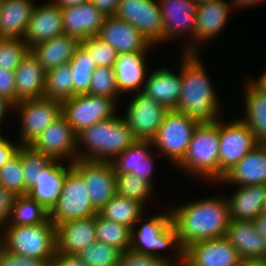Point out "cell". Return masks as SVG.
<instances>
[{
  "instance_id": "cell-4",
  "label": "cell",
  "mask_w": 266,
  "mask_h": 266,
  "mask_svg": "<svg viewBox=\"0 0 266 266\" xmlns=\"http://www.w3.org/2000/svg\"><path fill=\"white\" fill-rule=\"evenodd\" d=\"M145 213L131 229L132 251L171 260L173 263L183 257V249L178 243L177 233L172 225L169 209L155 215L146 216ZM148 217V218H147ZM141 224V225H138ZM175 251L171 255H163V251ZM162 251V252H161Z\"/></svg>"
},
{
  "instance_id": "cell-21",
  "label": "cell",
  "mask_w": 266,
  "mask_h": 266,
  "mask_svg": "<svg viewBox=\"0 0 266 266\" xmlns=\"http://www.w3.org/2000/svg\"><path fill=\"white\" fill-rule=\"evenodd\" d=\"M147 54L149 55V52L117 54L113 68L120 95H129L131 92L134 94V92L137 93L143 90L150 71L147 68V62H149Z\"/></svg>"
},
{
  "instance_id": "cell-19",
  "label": "cell",
  "mask_w": 266,
  "mask_h": 266,
  "mask_svg": "<svg viewBox=\"0 0 266 266\" xmlns=\"http://www.w3.org/2000/svg\"><path fill=\"white\" fill-rule=\"evenodd\" d=\"M98 37L112 46L118 54L150 52L154 48L136 27L116 16L104 18Z\"/></svg>"
},
{
  "instance_id": "cell-31",
  "label": "cell",
  "mask_w": 266,
  "mask_h": 266,
  "mask_svg": "<svg viewBox=\"0 0 266 266\" xmlns=\"http://www.w3.org/2000/svg\"><path fill=\"white\" fill-rule=\"evenodd\" d=\"M80 45L81 40L79 38L63 34L38 43L30 48V51L47 72L60 65L68 64Z\"/></svg>"
},
{
  "instance_id": "cell-47",
  "label": "cell",
  "mask_w": 266,
  "mask_h": 266,
  "mask_svg": "<svg viewBox=\"0 0 266 266\" xmlns=\"http://www.w3.org/2000/svg\"><path fill=\"white\" fill-rule=\"evenodd\" d=\"M0 266H49L44 260L12 253L0 244Z\"/></svg>"
},
{
  "instance_id": "cell-32",
  "label": "cell",
  "mask_w": 266,
  "mask_h": 266,
  "mask_svg": "<svg viewBox=\"0 0 266 266\" xmlns=\"http://www.w3.org/2000/svg\"><path fill=\"white\" fill-rule=\"evenodd\" d=\"M243 84L244 118L239 119L252 130L259 142L266 143V92L259 89L249 77Z\"/></svg>"
},
{
  "instance_id": "cell-22",
  "label": "cell",
  "mask_w": 266,
  "mask_h": 266,
  "mask_svg": "<svg viewBox=\"0 0 266 266\" xmlns=\"http://www.w3.org/2000/svg\"><path fill=\"white\" fill-rule=\"evenodd\" d=\"M94 241L95 216L72 219L56 226V253L77 255Z\"/></svg>"
},
{
  "instance_id": "cell-51",
  "label": "cell",
  "mask_w": 266,
  "mask_h": 266,
  "mask_svg": "<svg viewBox=\"0 0 266 266\" xmlns=\"http://www.w3.org/2000/svg\"><path fill=\"white\" fill-rule=\"evenodd\" d=\"M49 266H88L78 255L56 253Z\"/></svg>"
},
{
  "instance_id": "cell-9",
  "label": "cell",
  "mask_w": 266,
  "mask_h": 266,
  "mask_svg": "<svg viewBox=\"0 0 266 266\" xmlns=\"http://www.w3.org/2000/svg\"><path fill=\"white\" fill-rule=\"evenodd\" d=\"M119 103L114 98L78 94L61 102L62 116L78 134L98 122L115 117Z\"/></svg>"
},
{
  "instance_id": "cell-37",
  "label": "cell",
  "mask_w": 266,
  "mask_h": 266,
  "mask_svg": "<svg viewBox=\"0 0 266 266\" xmlns=\"http://www.w3.org/2000/svg\"><path fill=\"white\" fill-rule=\"evenodd\" d=\"M73 97V78L68 64L46 72L44 98L63 102Z\"/></svg>"
},
{
  "instance_id": "cell-5",
  "label": "cell",
  "mask_w": 266,
  "mask_h": 266,
  "mask_svg": "<svg viewBox=\"0 0 266 266\" xmlns=\"http://www.w3.org/2000/svg\"><path fill=\"white\" fill-rule=\"evenodd\" d=\"M219 146V120L198 124L184 158L176 167L192 178L200 176L198 178L206 183H216L219 181Z\"/></svg>"
},
{
  "instance_id": "cell-49",
  "label": "cell",
  "mask_w": 266,
  "mask_h": 266,
  "mask_svg": "<svg viewBox=\"0 0 266 266\" xmlns=\"http://www.w3.org/2000/svg\"><path fill=\"white\" fill-rule=\"evenodd\" d=\"M15 196L0 185V234L9 222Z\"/></svg>"
},
{
  "instance_id": "cell-18",
  "label": "cell",
  "mask_w": 266,
  "mask_h": 266,
  "mask_svg": "<svg viewBox=\"0 0 266 266\" xmlns=\"http://www.w3.org/2000/svg\"><path fill=\"white\" fill-rule=\"evenodd\" d=\"M183 258L192 266H241L243 261L225 237L193 243L183 249Z\"/></svg>"
},
{
  "instance_id": "cell-44",
  "label": "cell",
  "mask_w": 266,
  "mask_h": 266,
  "mask_svg": "<svg viewBox=\"0 0 266 266\" xmlns=\"http://www.w3.org/2000/svg\"><path fill=\"white\" fill-rule=\"evenodd\" d=\"M21 156L17 153L0 169V185L14 195H25Z\"/></svg>"
},
{
  "instance_id": "cell-14",
  "label": "cell",
  "mask_w": 266,
  "mask_h": 266,
  "mask_svg": "<svg viewBox=\"0 0 266 266\" xmlns=\"http://www.w3.org/2000/svg\"><path fill=\"white\" fill-rule=\"evenodd\" d=\"M71 166L83 177L92 206L99 212L117 194L112 162L77 159Z\"/></svg>"
},
{
  "instance_id": "cell-36",
  "label": "cell",
  "mask_w": 266,
  "mask_h": 266,
  "mask_svg": "<svg viewBox=\"0 0 266 266\" xmlns=\"http://www.w3.org/2000/svg\"><path fill=\"white\" fill-rule=\"evenodd\" d=\"M73 78V96L87 94L97 65L89 52L80 45L69 62Z\"/></svg>"
},
{
  "instance_id": "cell-6",
  "label": "cell",
  "mask_w": 266,
  "mask_h": 266,
  "mask_svg": "<svg viewBox=\"0 0 266 266\" xmlns=\"http://www.w3.org/2000/svg\"><path fill=\"white\" fill-rule=\"evenodd\" d=\"M0 244L12 253L41 259L49 265L56 254V226L49 218L36 225L6 226Z\"/></svg>"
},
{
  "instance_id": "cell-1",
  "label": "cell",
  "mask_w": 266,
  "mask_h": 266,
  "mask_svg": "<svg viewBox=\"0 0 266 266\" xmlns=\"http://www.w3.org/2000/svg\"><path fill=\"white\" fill-rule=\"evenodd\" d=\"M224 193L169 207L172 225L182 249L208 239L225 237L230 222Z\"/></svg>"
},
{
  "instance_id": "cell-2",
  "label": "cell",
  "mask_w": 266,
  "mask_h": 266,
  "mask_svg": "<svg viewBox=\"0 0 266 266\" xmlns=\"http://www.w3.org/2000/svg\"><path fill=\"white\" fill-rule=\"evenodd\" d=\"M198 54H181L182 89L176 110L199 124L214 123L222 117L224 108Z\"/></svg>"
},
{
  "instance_id": "cell-45",
  "label": "cell",
  "mask_w": 266,
  "mask_h": 266,
  "mask_svg": "<svg viewBox=\"0 0 266 266\" xmlns=\"http://www.w3.org/2000/svg\"><path fill=\"white\" fill-rule=\"evenodd\" d=\"M81 45L89 52L93 57L97 66L101 67H113L117 52L107 42H104L98 36L89 37L81 40Z\"/></svg>"
},
{
  "instance_id": "cell-54",
  "label": "cell",
  "mask_w": 266,
  "mask_h": 266,
  "mask_svg": "<svg viewBox=\"0 0 266 266\" xmlns=\"http://www.w3.org/2000/svg\"><path fill=\"white\" fill-rule=\"evenodd\" d=\"M9 111L11 114H15L13 112V105L6 100L5 98L0 97V127L2 128V123H4V119H6V115H9Z\"/></svg>"
},
{
  "instance_id": "cell-23",
  "label": "cell",
  "mask_w": 266,
  "mask_h": 266,
  "mask_svg": "<svg viewBox=\"0 0 266 266\" xmlns=\"http://www.w3.org/2000/svg\"><path fill=\"white\" fill-rule=\"evenodd\" d=\"M165 67L154 69L148 74L142 92L168 110H176L182 89L181 66L179 72Z\"/></svg>"
},
{
  "instance_id": "cell-33",
  "label": "cell",
  "mask_w": 266,
  "mask_h": 266,
  "mask_svg": "<svg viewBox=\"0 0 266 266\" xmlns=\"http://www.w3.org/2000/svg\"><path fill=\"white\" fill-rule=\"evenodd\" d=\"M33 0H1L0 37L23 39L32 11Z\"/></svg>"
},
{
  "instance_id": "cell-24",
  "label": "cell",
  "mask_w": 266,
  "mask_h": 266,
  "mask_svg": "<svg viewBox=\"0 0 266 266\" xmlns=\"http://www.w3.org/2000/svg\"><path fill=\"white\" fill-rule=\"evenodd\" d=\"M218 183L235 186L266 184V143L260 142Z\"/></svg>"
},
{
  "instance_id": "cell-30",
  "label": "cell",
  "mask_w": 266,
  "mask_h": 266,
  "mask_svg": "<svg viewBox=\"0 0 266 266\" xmlns=\"http://www.w3.org/2000/svg\"><path fill=\"white\" fill-rule=\"evenodd\" d=\"M226 199L230 220L252 221L266 211V184L237 186Z\"/></svg>"
},
{
  "instance_id": "cell-48",
  "label": "cell",
  "mask_w": 266,
  "mask_h": 266,
  "mask_svg": "<svg viewBox=\"0 0 266 266\" xmlns=\"http://www.w3.org/2000/svg\"><path fill=\"white\" fill-rule=\"evenodd\" d=\"M0 97L15 105V77L14 71L0 68Z\"/></svg>"
},
{
  "instance_id": "cell-11",
  "label": "cell",
  "mask_w": 266,
  "mask_h": 266,
  "mask_svg": "<svg viewBox=\"0 0 266 266\" xmlns=\"http://www.w3.org/2000/svg\"><path fill=\"white\" fill-rule=\"evenodd\" d=\"M13 111L20 117L18 142L31 145L36 138L61 115V102L47 99H25L13 106Z\"/></svg>"
},
{
  "instance_id": "cell-55",
  "label": "cell",
  "mask_w": 266,
  "mask_h": 266,
  "mask_svg": "<svg viewBox=\"0 0 266 266\" xmlns=\"http://www.w3.org/2000/svg\"><path fill=\"white\" fill-rule=\"evenodd\" d=\"M265 2V0H231L229 3L231 4L233 10L236 8V10L239 8H249V7H255L259 3Z\"/></svg>"
},
{
  "instance_id": "cell-52",
  "label": "cell",
  "mask_w": 266,
  "mask_h": 266,
  "mask_svg": "<svg viewBox=\"0 0 266 266\" xmlns=\"http://www.w3.org/2000/svg\"><path fill=\"white\" fill-rule=\"evenodd\" d=\"M105 17L115 16L120 0H90Z\"/></svg>"
},
{
  "instance_id": "cell-60",
  "label": "cell",
  "mask_w": 266,
  "mask_h": 266,
  "mask_svg": "<svg viewBox=\"0 0 266 266\" xmlns=\"http://www.w3.org/2000/svg\"><path fill=\"white\" fill-rule=\"evenodd\" d=\"M195 4L198 6L200 4H204V3H208L210 1H214V0H194Z\"/></svg>"
},
{
  "instance_id": "cell-10",
  "label": "cell",
  "mask_w": 266,
  "mask_h": 266,
  "mask_svg": "<svg viewBox=\"0 0 266 266\" xmlns=\"http://www.w3.org/2000/svg\"><path fill=\"white\" fill-rule=\"evenodd\" d=\"M219 119V181L260 142L240 119Z\"/></svg>"
},
{
  "instance_id": "cell-12",
  "label": "cell",
  "mask_w": 266,
  "mask_h": 266,
  "mask_svg": "<svg viewBox=\"0 0 266 266\" xmlns=\"http://www.w3.org/2000/svg\"><path fill=\"white\" fill-rule=\"evenodd\" d=\"M129 100L123 119L137 141H152L169 110L142 91Z\"/></svg>"
},
{
  "instance_id": "cell-53",
  "label": "cell",
  "mask_w": 266,
  "mask_h": 266,
  "mask_svg": "<svg viewBox=\"0 0 266 266\" xmlns=\"http://www.w3.org/2000/svg\"><path fill=\"white\" fill-rule=\"evenodd\" d=\"M252 221H253L256 231L263 236L265 243H266V211L260 213Z\"/></svg>"
},
{
  "instance_id": "cell-39",
  "label": "cell",
  "mask_w": 266,
  "mask_h": 266,
  "mask_svg": "<svg viewBox=\"0 0 266 266\" xmlns=\"http://www.w3.org/2000/svg\"><path fill=\"white\" fill-rule=\"evenodd\" d=\"M116 192L118 195L141 202L144 206L153 201L154 189L150 183L131 173H115Z\"/></svg>"
},
{
  "instance_id": "cell-61",
  "label": "cell",
  "mask_w": 266,
  "mask_h": 266,
  "mask_svg": "<svg viewBox=\"0 0 266 266\" xmlns=\"http://www.w3.org/2000/svg\"><path fill=\"white\" fill-rule=\"evenodd\" d=\"M4 135V133L2 132V128L0 127V138Z\"/></svg>"
},
{
  "instance_id": "cell-13",
  "label": "cell",
  "mask_w": 266,
  "mask_h": 266,
  "mask_svg": "<svg viewBox=\"0 0 266 266\" xmlns=\"http://www.w3.org/2000/svg\"><path fill=\"white\" fill-rule=\"evenodd\" d=\"M115 16L136 27L151 45L163 43L164 26L158 0H120Z\"/></svg>"
},
{
  "instance_id": "cell-34",
  "label": "cell",
  "mask_w": 266,
  "mask_h": 266,
  "mask_svg": "<svg viewBox=\"0 0 266 266\" xmlns=\"http://www.w3.org/2000/svg\"><path fill=\"white\" fill-rule=\"evenodd\" d=\"M141 202L116 194L98 214L106 220L133 228L136 222L147 213Z\"/></svg>"
},
{
  "instance_id": "cell-16",
  "label": "cell",
  "mask_w": 266,
  "mask_h": 266,
  "mask_svg": "<svg viewBox=\"0 0 266 266\" xmlns=\"http://www.w3.org/2000/svg\"><path fill=\"white\" fill-rule=\"evenodd\" d=\"M158 2L161 7L162 22L164 26L163 43H166V41L169 43V41H175L180 39V37L184 38L186 36L187 38L185 37L183 41L185 42L183 45L186 48L195 36L197 20V5L195 4V1L158 0Z\"/></svg>"
},
{
  "instance_id": "cell-15",
  "label": "cell",
  "mask_w": 266,
  "mask_h": 266,
  "mask_svg": "<svg viewBox=\"0 0 266 266\" xmlns=\"http://www.w3.org/2000/svg\"><path fill=\"white\" fill-rule=\"evenodd\" d=\"M52 160L73 163L77 160V134L61 115L30 145ZM69 159V160H68Z\"/></svg>"
},
{
  "instance_id": "cell-20",
  "label": "cell",
  "mask_w": 266,
  "mask_h": 266,
  "mask_svg": "<svg viewBox=\"0 0 266 266\" xmlns=\"http://www.w3.org/2000/svg\"><path fill=\"white\" fill-rule=\"evenodd\" d=\"M64 34L62 9L51 0L35 5L23 40L29 48Z\"/></svg>"
},
{
  "instance_id": "cell-43",
  "label": "cell",
  "mask_w": 266,
  "mask_h": 266,
  "mask_svg": "<svg viewBox=\"0 0 266 266\" xmlns=\"http://www.w3.org/2000/svg\"><path fill=\"white\" fill-rule=\"evenodd\" d=\"M93 96H106L119 102V92L113 67L97 66L93 72L89 92Z\"/></svg>"
},
{
  "instance_id": "cell-41",
  "label": "cell",
  "mask_w": 266,
  "mask_h": 266,
  "mask_svg": "<svg viewBox=\"0 0 266 266\" xmlns=\"http://www.w3.org/2000/svg\"><path fill=\"white\" fill-rule=\"evenodd\" d=\"M120 254L116 247L96 240L77 255L88 266H117Z\"/></svg>"
},
{
  "instance_id": "cell-57",
  "label": "cell",
  "mask_w": 266,
  "mask_h": 266,
  "mask_svg": "<svg viewBox=\"0 0 266 266\" xmlns=\"http://www.w3.org/2000/svg\"><path fill=\"white\" fill-rule=\"evenodd\" d=\"M266 67V66H265ZM266 69V68H265ZM250 78V80L261 90H263L264 92H266V70H264L261 75H259V77L257 76V78L255 77V79H253L252 76H248ZM252 77V78H251Z\"/></svg>"
},
{
  "instance_id": "cell-59",
  "label": "cell",
  "mask_w": 266,
  "mask_h": 266,
  "mask_svg": "<svg viewBox=\"0 0 266 266\" xmlns=\"http://www.w3.org/2000/svg\"><path fill=\"white\" fill-rule=\"evenodd\" d=\"M173 266H192V265H191L189 262H187V261L182 257L179 261L173 263Z\"/></svg>"
},
{
  "instance_id": "cell-3",
  "label": "cell",
  "mask_w": 266,
  "mask_h": 266,
  "mask_svg": "<svg viewBox=\"0 0 266 266\" xmlns=\"http://www.w3.org/2000/svg\"><path fill=\"white\" fill-rule=\"evenodd\" d=\"M120 116L117 114L78 133L77 159L112 162L131 147L137 140Z\"/></svg>"
},
{
  "instance_id": "cell-26",
  "label": "cell",
  "mask_w": 266,
  "mask_h": 266,
  "mask_svg": "<svg viewBox=\"0 0 266 266\" xmlns=\"http://www.w3.org/2000/svg\"><path fill=\"white\" fill-rule=\"evenodd\" d=\"M153 144L151 141H136L131 147L118 155L113 161L115 173H131L141 180L154 185V161Z\"/></svg>"
},
{
  "instance_id": "cell-8",
  "label": "cell",
  "mask_w": 266,
  "mask_h": 266,
  "mask_svg": "<svg viewBox=\"0 0 266 266\" xmlns=\"http://www.w3.org/2000/svg\"><path fill=\"white\" fill-rule=\"evenodd\" d=\"M83 177L71 167L65 174L61 193L49 211V220L57 226L72 219L95 216Z\"/></svg>"
},
{
  "instance_id": "cell-40",
  "label": "cell",
  "mask_w": 266,
  "mask_h": 266,
  "mask_svg": "<svg viewBox=\"0 0 266 266\" xmlns=\"http://www.w3.org/2000/svg\"><path fill=\"white\" fill-rule=\"evenodd\" d=\"M17 153L21 156L25 194H27V191L36 182V178L41 170L47 167L53 160L34 150L30 145H21Z\"/></svg>"
},
{
  "instance_id": "cell-7",
  "label": "cell",
  "mask_w": 266,
  "mask_h": 266,
  "mask_svg": "<svg viewBox=\"0 0 266 266\" xmlns=\"http://www.w3.org/2000/svg\"><path fill=\"white\" fill-rule=\"evenodd\" d=\"M198 124L185 113L169 110L151 141L155 151L176 166L184 158Z\"/></svg>"
},
{
  "instance_id": "cell-17",
  "label": "cell",
  "mask_w": 266,
  "mask_h": 266,
  "mask_svg": "<svg viewBox=\"0 0 266 266\" xmlns=\"http://www.w3.org/2000/svg\"><path fill=\"white\" fill-rule=\"evenodd\" d=\"M233 8L226 0H214L197 6L195 36L182 53H200L201 44L209 42L225 30ZM207 40V41H206ZM196 42V43H195ZM200 45V46H198Z\"/></svg>"
},
{
  "instance_id": "cell-42",
  "label": "cell",
  "mask_w": 266,
  "mask_h": 266,
  "mask_svg": "<svg viewBox=\"0 0 266 266\" xmlns=\"http://www.w3.org/2000/svg\"><path fill=\"white\" fill-rule=\"evenodd\" d=\"M29 51L23 39L0 37V68L15 71Z\"/></svg>"
},
{
  "instance_id": "cell-50",
  "label": "cell",
  "mask_w": 266,
  "mask_h": 266,
  "mask_svg": "<svg viewBox=\"0 0 266 266\" xmlns=\"http://www.w3.org/2000/svg\"><path fill=\"white\" fill-rule=\"evenodd\" d=\"M20 146L19 142H13L4 135L0 138V169L17 154Z\"/></svg>"
},
{
  "instance_id": "cell-56",
  "label": "cell",
  "mask_w": 266,
  "mask_h": 266,
  "mask_svg": "<svg viewBox=\"0 0 266 266\" xmlns=\"http://www.w3.org/2000/svg\"><path fill=\"white\" fill-rule=\"evenodd\" d=\"M54 4L58 5L61 9L77 6L86 3L90 0H51Z\"/></svg>"
},
{
  "instance_id": "cell-58",
  "label": "cell",
  "mask_w": 266,
  "mask_h": 266,
  "mask_svg": "<svg viewBox=\"0 0 266 266\" xmlns=\"http://www.w3.org/2000/svg\"><path fill=\"white\" fill-rule=\"evenodd\" d=\"M241 266H266V259L243 260Z\"/></svg>"
},
{
  "instance_id": "cell-35",
  "label": "cell",
  "mask_w": 266,
  "mask_h": 266,
  "mask_svg": "<svg viewBox=\"0 0 266 266\" xmlns=\"http://www.w3.org/2000/svg\"><path fill=\"white\" fill-rule=\"evenodd\" d=\"M49 212L28 194L16 195L13 201L9 222L6 226L36 225L44 223Z\"/></svg>"
},
{
  "instance_id": "cell-29",
  "label": "cell",
  "mask_w": 266,
  "mask_h": 266,
  "mask_svg": "<svg viewBox=\"0 0 266 266\" xmlns=\"http://www.w3.org/2000/svg\"><path fill=\"white\" fill-rule=\"evenodd\" d=\"M15 104L25 99L44 97L46 71L29 51L14 71Z\"/></svg>"
},
{
  "instance_id": "cell-27",
  "label": "cell",
  "mask_w": 266,
  "mask_h": 266,
  "mask_svg": "<svg viewBox=\"0 0 266 266\" xmlns=\"http://www.w3.org/2000/svg\"><path fill=\"white\" fill-rule=\"evenodd\" d=\"M71 167V163L53 160L41 170L27 194L49 212L61 193L65 174Z\"/></svg>"
},
{
  "instance_id": "cell-46",
  "label": "cell",
  "mask_w": 266,
  "mask_h": 266,
  "mask_svg": "<svg viewBox=\"0 0 266 266\" xmlns=\"http://www.w3.org/2000/svg\"><path fill=\"white\" fill-rule=\"evenodd\" d=\"M117 266H173V262L129 249L121 252Z\"/></svg>"
},
{
  "instance_id": "cell-28",
  "label": "cell",
  "mask_w": 266,
  "mask_h": 266,
  "mask_svg": "<svg viewBox=\"0 0 266 266\" xmlns=\"http://www.w3.org/2000/svg\"><path fill=\"white\" fill-rule=\"evenodd\" d=\"M225 238L237 249L242 260L266 259V243L253 221L230 220Z\"/></svg>"
},
{
  "instance_id": "cell-38",
  "label": "cell",
  "mask_w": 266,
  "mask_h": 266,
  "mask_svg": "<svg viewBox=\"0 0 266 266\" xmlns=\"http://www.w3.org/2000/svg\"><path fill=\"white\" fill-rule=\"evenodd\" d=\"M96 240L116 247L121 252L131 246V228L95 215Z\"/></svg>"
},
{
  "instance_id": "cell-25",
  "label": "cell",
  "mask_w": 266,
  "mask_h": 266,
  "mask_svg": "<svg viewBox=\"0 0 266 266\" xmlns=\"http://www.w3.org/2000/svg\"><path fill=\"white\" fill-rule=\"evenodd\" d=\"M105 16L88 1L62 9L64 34L80 40L98 36Z\"/></svg>"
}]
</instances>
